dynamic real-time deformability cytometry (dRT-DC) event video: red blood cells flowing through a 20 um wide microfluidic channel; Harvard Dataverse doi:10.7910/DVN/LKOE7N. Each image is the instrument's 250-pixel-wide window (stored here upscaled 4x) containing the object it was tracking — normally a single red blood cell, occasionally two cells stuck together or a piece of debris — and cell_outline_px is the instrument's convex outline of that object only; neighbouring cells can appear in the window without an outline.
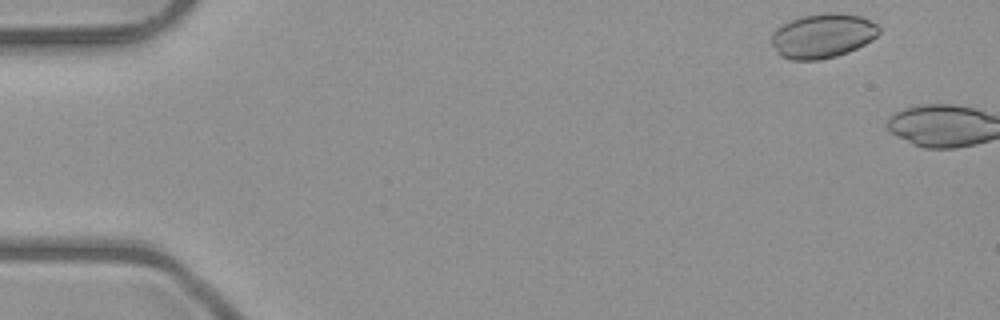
{"species": "common noctule bat (a hibernating species)", "species_latin": "Nyctalus noctula", "temperature_condition": "room temperature", "stored_images_in_passage": 3, "camera_frame_rate_fps": 3000, "um_per_image_px": 0.085, "animal": {"sex": "male", "body_mass_g": 23.1, "forearm_length_mm": 52.7}, "frame": {"image": 1, "passage_image": 1, "time_ms": 0.0, "image_size_px": [1000, 320], "cell_outline_px": [[880, 32], [872, 40], [848, 52], [836, 56], [820, 60], [792, 60], [780, 56], [776, 52], [772, 44], [772, 32], [776, 28], [792, 20], [804, 16], [828, 12], [836, 12], [860, 16], [880, 24]], "centroid_in_image_um": [69.94, 3.05], "position_along_channel_um": 15.1, "area_um2": 27.92}}